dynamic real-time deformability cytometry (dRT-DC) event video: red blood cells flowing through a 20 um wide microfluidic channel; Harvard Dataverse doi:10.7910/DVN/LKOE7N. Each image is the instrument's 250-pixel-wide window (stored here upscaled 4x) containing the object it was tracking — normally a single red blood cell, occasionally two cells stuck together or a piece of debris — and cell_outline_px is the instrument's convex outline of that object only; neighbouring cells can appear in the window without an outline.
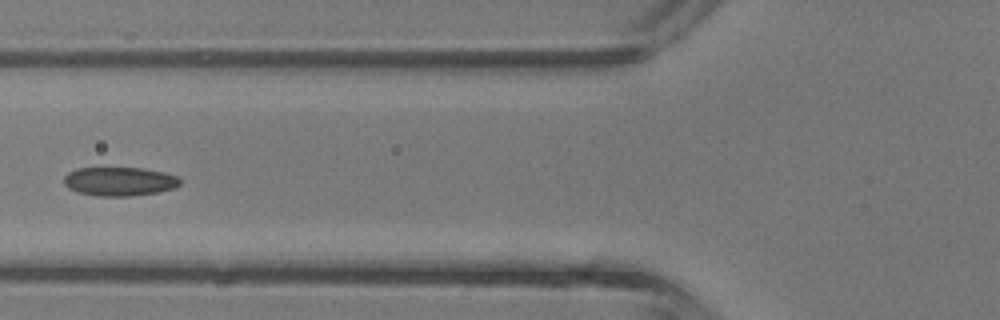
{"species": "common noctule bat (a hibernating species)", "species_latin": "Nyctalus noctula", "temperature_condition": "room temperature", "stored_images_in_passage": 35, "camera_frame_rate_fps": 3000, "um_per_image_px": 0.085, "animal": {"sex": "male", "body_mass_g": 13.3}, "frame": {"image": 1, "passage_image": 9, "time_ms": 2.667, "image_size_px": [1000, 320], "cell_outline_px": [[180, 184], [172, 188], [156, 192], [132, 196], [96, 196], [76, 192], [68, 188], [64, 184], [64, 176], [68, 172], [76, 168], [144, 168], [164, 172], [176, 176], [180, 180]], "centroid_in_image_um": [10.1, 15.42], "position_along_channel_um": 115.7, "area_um2": 19.54}}
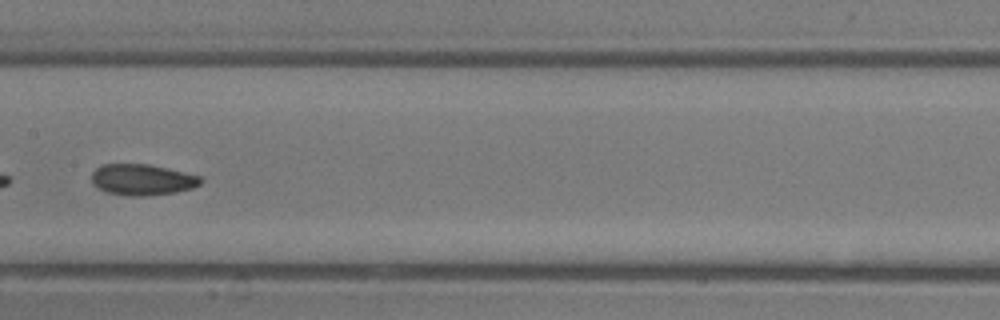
{"frame": {"image": 2, "passage_image": 14, "time_ms": 4.333, "image_size_px": [1000, 320], "cell_outline_px": [[204, 180], [200, 184], [192, 188], [176, 192], [148, 196], [128, 196], [108, 192], [96, 188], [92, 184], [92, 172], [100, 164], [148, 164], [200, 176]], "centroid_in_image_um": [12.06, 15.28], "position_along_channel_um": 195.3, "area_um2": 19.83}}
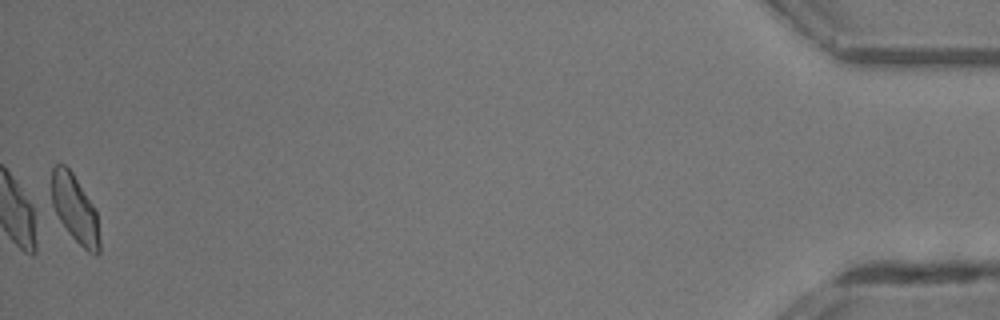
{"frame": {"image": 3, "passage_image": 35, "time_ms": 11.333, "image_size_px": [1000, 320], "cell_outline_px": [[100, 252], [96, 256], [88, 252], [68, 232], [48, 204], [52, 168], [56, 164], [64, 164], [72, 172], [92, 204], [96, 212], [100, 240]], "centroid_in_image_um": [6.3, 17.73], "position_along_channel_um": 428.9, "area_um2": 19.42}, "authors_computed_cell_mechanics": {"area_um2": 19.7098, "velocity_mm_per_s": 4.7617, "shape_relaxation_time_tau1_ms": 3.9122, "shape_relaxation_time_tau2_ms": 2.1125, "deformation_change_tau1": 0.0957, "deformation_change_tau2": 0.0772}}